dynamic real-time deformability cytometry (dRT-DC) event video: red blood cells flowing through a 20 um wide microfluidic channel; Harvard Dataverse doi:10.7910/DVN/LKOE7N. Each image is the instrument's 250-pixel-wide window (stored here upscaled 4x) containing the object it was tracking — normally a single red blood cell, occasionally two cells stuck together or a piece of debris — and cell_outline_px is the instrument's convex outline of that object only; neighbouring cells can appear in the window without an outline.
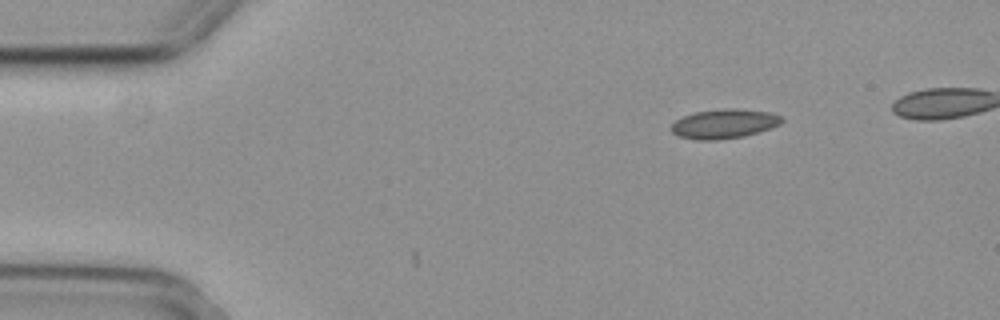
{"species": "common noctule bat (a hibernating species)", "species_latin": "Nyctalus noctula", "temperature_condition": "cold", "stored_images_in_passage": 3, "camera_frame_rate_fps": 3000, "um_per_image_px": 0.085, "animal": {"sex": "female", "body_mass_g": 29.2, "forearm_length_mm": 56.3}, "frame": {"image": 1, "passage_image": 1, "time_ms": 0.0, "image_size_px": [1000, 320], "cell_outline_px": [[784, 120], [780, 124], [760, 132], [744, 136], [716, 140], [696, 140], [680, 136], [672, 132], [672, 124], [676, 120], [684, 116], [696, 112], [724, 108], [732, 108], [768, 112], [784, 116]], "centroid_in_image_um": [61.59, 10.52], "position_along_channel_um": 23.4, "area_um2": 18.84}}